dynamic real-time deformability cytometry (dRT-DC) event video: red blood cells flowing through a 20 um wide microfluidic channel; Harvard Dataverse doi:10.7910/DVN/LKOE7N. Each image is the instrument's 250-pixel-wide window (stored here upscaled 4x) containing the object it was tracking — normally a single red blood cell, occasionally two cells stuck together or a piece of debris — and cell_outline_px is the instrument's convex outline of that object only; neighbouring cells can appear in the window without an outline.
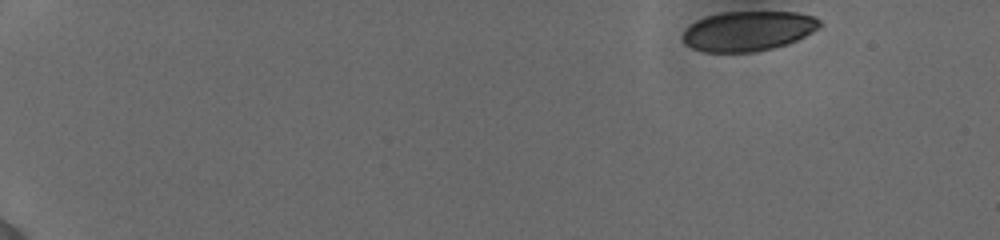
{"species": "human", "species_latin": "Homo sapiens", "temperature_condition": "cold", "stored_images_in_passage": 50, "camera_frame_rate_fps": 3000, "um_per_image_px": 0.085, "donor": {"sex": "female"}, "frame": {"image": 1, "passage_image": 1, "time_ms": 0.0, "image_size_px": [1000, 240], "cell_outline_px": [[820, 28], [788, 44], [756, 52], [704, 52], [692, 48], [684, 44], [680, 36], [684, 28], [696, 20], [708, 16], [724, 12], [796, 12], [816, 16], [820, 20]], "centroid_in_image_um": [63.56, 2.64], "position_along_channel_um": 21.4, "area_um2": 32.14}}
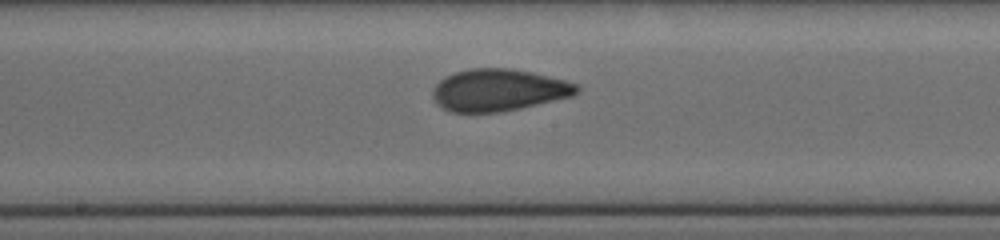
{"frame": {"image": 2, "passage_image": 27, "time_ms": 8.667, "image_size_px": [1000, 240], "cell_outline_px": [[580, 92], [572, 96], [520, 108], [500, 112], [452, 112], [436, 104], [432, 96], [432, 88], [444, 76], [456, 72], [472, 68], [512, 68], [532, 72], [580, 84]], "centroid_in_image_um": [42.38, 7.65], "position_along_channel_um": 205.8, "area_um2": 35.43}}
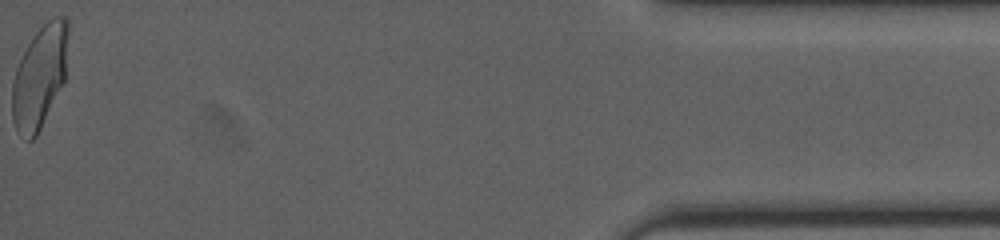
{"frame": {"image": 3, "passage_image": 50, "time_ms": 16.333, "image_size_px": [1000, 240], "cell_outline_px": [[68, 32], [64, 80], [36, 136], [32, 140], [28, 140], [16, 132], [12, 120], [12, 80], [16, 68], [28, 44], [36, 32], [52, 16], [68, 16]], "centroid_in_image_um": [3.35, 6.51], "position_along_channel_um": 431.8, "area_um2": 33.12}, "authors_computed_cell_mechanics": {"area_um2": 34.2176, "velocity_mm_per_s": 3.8729, "shape_relaxation_time_tau1_ms": 4.7937, "shape_relaxation_time_tau2_ms": 1.0182, "deformation_change_tau1": 0.1463, "deformation_change_tau2": 0.0663}}